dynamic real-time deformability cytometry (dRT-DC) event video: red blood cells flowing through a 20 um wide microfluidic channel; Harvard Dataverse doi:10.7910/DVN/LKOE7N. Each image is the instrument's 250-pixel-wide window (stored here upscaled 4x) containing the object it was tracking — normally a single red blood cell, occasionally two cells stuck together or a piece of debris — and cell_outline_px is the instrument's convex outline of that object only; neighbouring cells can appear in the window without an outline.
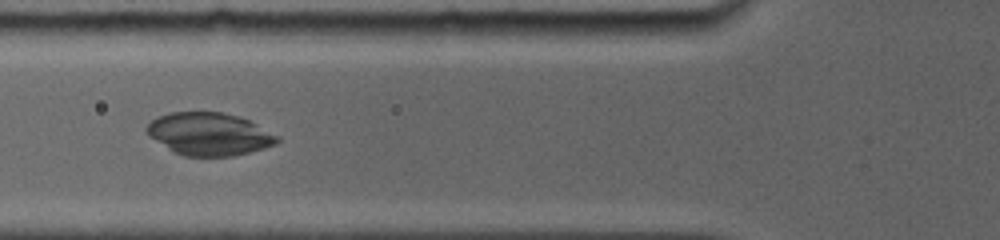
{"species": "common noctule bat (a hibernating species)", "species_latin": "Nyctalus noctula", "temperature_condition": "room temperature", "stored_images_in_passage": 40, "camera_frame_rate_fps": 5000, "um_per_image_px": 0.085, "animal": {"sex": "female", "body_mass_g": 19.0, "forearm_length_mm": 56.7}, "frame": {"image": 1, "passage_image": 25, "time_ms": 5.4, "image_size_px": [1000, 240], "cell_outline_px": [[280, 140], [276, 144], [264, 148], [232, 156], [184, 156], [168, 148], [148, 136], [144, 128], [156, 116], [172, 112], [220, 112], [236, 116], [248, 120], [280, 136]], "centroid_in_image_um": [17.77, 11.39], "position_along_channel_um": 108.0, "area_um2": 32.31}}
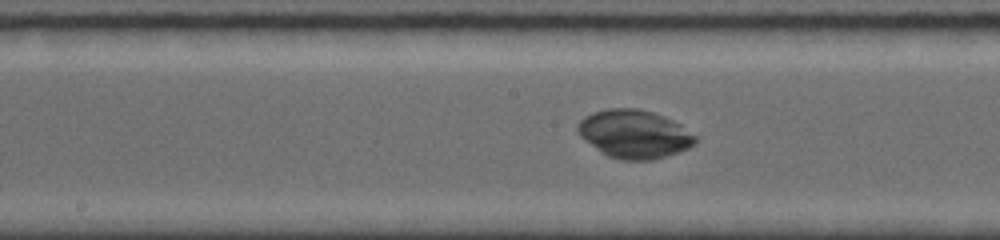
{"frame": {"image": 2, "passage_image": 30, "time_ms": 7.6, "image_size_px": [1000, 240], "cell_outline_px": [[696, 144], [680, 152], [652, 160], [620, 160], [608, 156], [584, 140], [576, 132], [576, 124], [584, 116], [592, 112], [608, 108], [640, 108], [664, 116], [680, 124], [696, 136]], "centroid_in_image_um": [53.9, 11.39], "position_along_channel_um": 194.3, "area_um2": 33.35}}
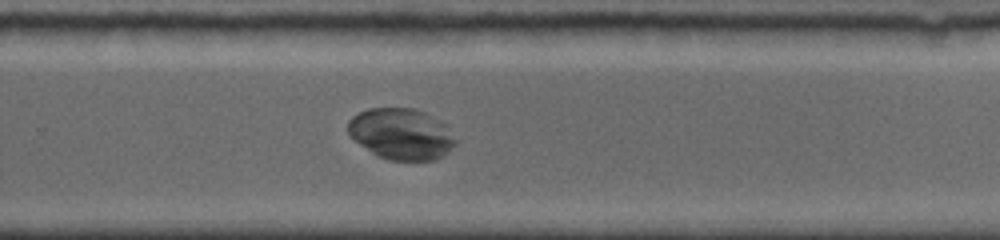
{"frame": {"image": 3, "passage_image": 35, "time_ms": 10.2, "image_size_px": [1000, 240], "cell_outline_px": [[456, 144], [448, 152], [436, 160], [388, 160], [376, 156], [348, 136], [348, 120], [352, 116], [368, 108], [416, 108], [448, 124], [456, 140]], "centroid_in_image_um": [34.11, 11.38], "position_along_channel_um": 295.7, "area_um2": 32.54}}